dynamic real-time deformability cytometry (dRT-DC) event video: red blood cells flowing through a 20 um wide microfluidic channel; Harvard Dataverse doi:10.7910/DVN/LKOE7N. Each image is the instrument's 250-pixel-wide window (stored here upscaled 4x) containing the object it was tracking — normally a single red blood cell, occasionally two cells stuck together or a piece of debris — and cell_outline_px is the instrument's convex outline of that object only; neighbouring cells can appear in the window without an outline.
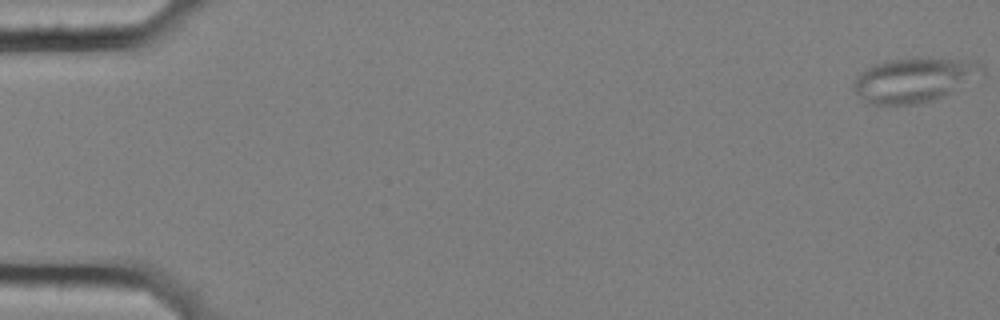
{"species": "common noctule bat (a hibernating species)", "species_latin": "Nyctalus noctula", "temperature_condition": "cold", "stored_images_in_passage": 58, "camera_frame_rate_fps": 3000, "um_per_image_px": 0.085, "animal": {"sex": "female", "body_mass_g": 25.1}, "frame": {"image": 1, "passage_image": 1, "time_ms": 0.0, "image_size_px": [1000, 320], "cell_outline_px": [[984, 76], [932, 100], [916, 104], [868, 104], [852, 88], [852, 84], [856, 76], [860, 72], [876, 64], [888, 60], [916, 56], [976, 60], [984, 68]], "centroid_in_image_um": [77.74, 6.75], "position_along_channel_um": 7.3, "area_um2": 33.76}}
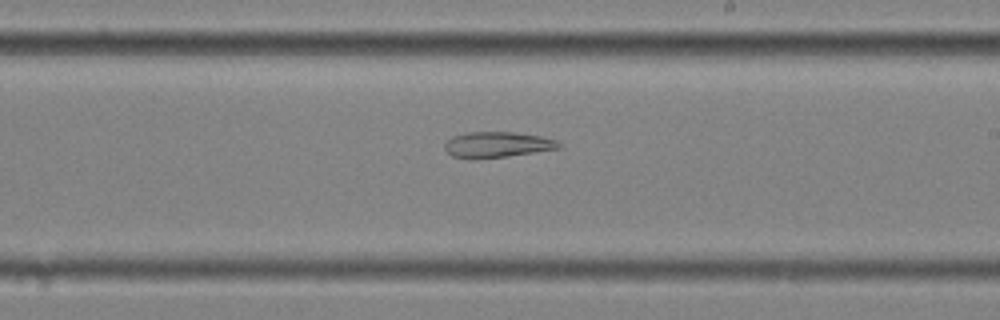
{"frame": {"image": 2, "passage_image": 35, "time_ms": 11.333, "image_size_px": [1000, 320], "cell_outline_px": [[560, 148], [476, 160], [472, 160], [452, 156], [444, 148], [444, 144], [452, 136], [468, 132], [512, 132], [540, 136], [556, 140], [560, 144]], "centroid_in_image_um": [42.19, 12.3], "position_along_channel_um": 246.8, "area_um2": 16.99}}
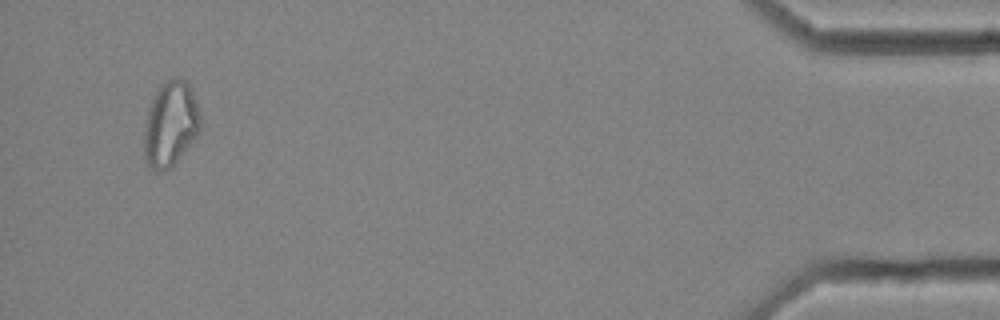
{"frame": {"image": 3, "passage_image": 56, "time_ms": 18.333, "image_size_px": [1000, 320], "cell_outline_px": [[200, 132], [176, 160], [164, 172], [156, 172], [144, 160], [144, 132], [148, 108], [156, 92], [172, 76], [180, 76], [192, 88], [200, 112]], "centroid_in_image_um": [14.5, 10.52], "position_along_channel_um": 420.7, "area_um2": 27.8}}